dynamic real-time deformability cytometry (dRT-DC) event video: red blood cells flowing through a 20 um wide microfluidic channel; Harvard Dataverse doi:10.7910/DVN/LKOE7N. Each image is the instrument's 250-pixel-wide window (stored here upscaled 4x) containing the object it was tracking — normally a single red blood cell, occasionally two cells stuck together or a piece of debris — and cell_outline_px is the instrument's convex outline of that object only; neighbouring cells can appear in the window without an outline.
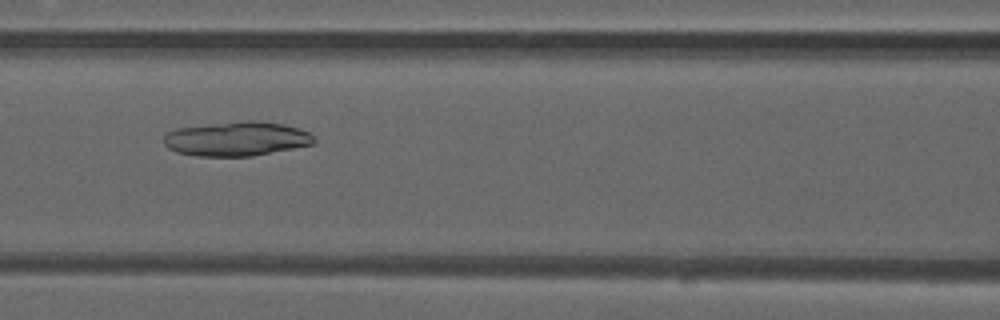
{"species": "common noctule bat (a hibernating species)", "species_latin": "Nyctalus noctula", "temperature_condition": "warm", "stored_images_in_passage": 39, "camera_frame_rate_fps": 3000, "um_per_image_px": 0.085, "animal": {"sex": "male", "forearm_length_mm": 52.5}, "frame": {"image": 1, "passage_image": 11, "time_ms": 3.333, "image_size_px": [1000, 320], "cell_outline_px": [[316, 140], [312, 144], [252, 156], [196, 156], [176, 152], [168, 148], [164, 144], [164, 136], [168, 132], [176, 128], [208, 124], [248, 120], [252, 120], [284, 124], [308, 132]], "centroid_in_image_um": [20.07, 11.8], "position_along_channel_um": 146.5, "area_um2": 29.88}}
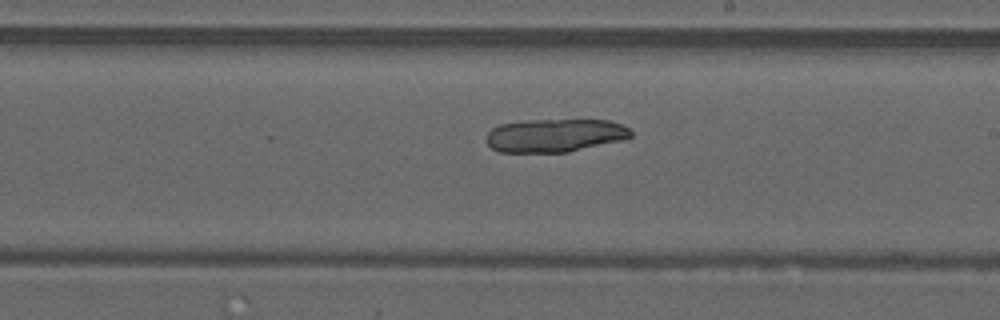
{"frame": {"image": 2, "passage_image": 18, "time_ms": 5.667, "image_size_px": [1000, 320], "cell_outline_px": [[632, 136], [620, 140], [568, 152], [500, 152], [492, 148], [484, 140], [488, 132], [492, 128], [500, 124], [528, 120], [608, 120], [620, 124], [628, 128], [632, 132]], "centroid_in_image_um": [47.12, 11.51], "position_along_channel_um": 241.9, "area_um2": 27.86}}
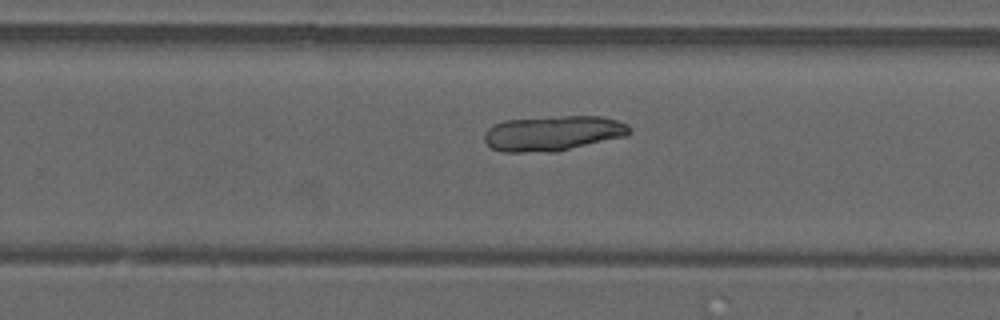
{"frame": {"image": 3, "passage_image": 21, "time_ms": 6.667, "image_size_px": [1000, 320], "cell_outline_px": [[632, 132], [628, 136], [556, 152], [500, 152], [492, 148], [484, 140], [484, 132], [492, 124], [504, 120], [560, 116], [604, 116], [628, 124], [632, 128]], "centroid_in_image_um": [47.03, 11.33], "position_along_channel_um": 282.8, "area_um2": 30.23}}